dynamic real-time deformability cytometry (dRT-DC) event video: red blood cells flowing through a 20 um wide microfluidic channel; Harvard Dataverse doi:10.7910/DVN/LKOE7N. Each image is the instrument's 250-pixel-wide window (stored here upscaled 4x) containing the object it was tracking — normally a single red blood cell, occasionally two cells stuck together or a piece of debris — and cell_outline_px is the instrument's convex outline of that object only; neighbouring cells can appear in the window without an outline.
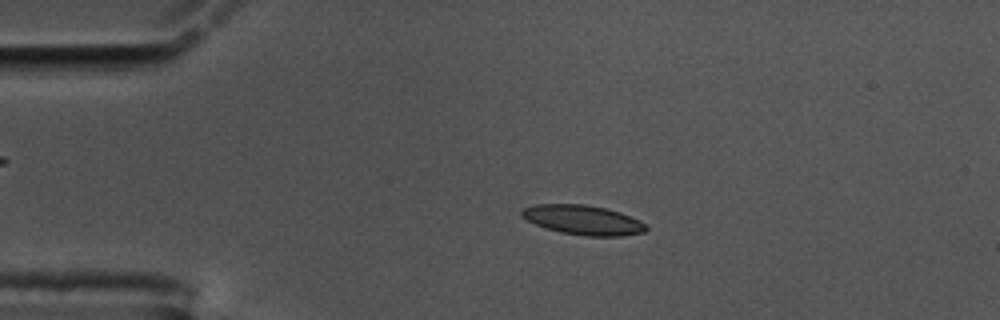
{"species": "common noctule bat (a hibernating species)", "species_latin": "Nyctalus noctula", "temperature_condition": "cold", "stored_images_in_passage": 56, "camera_frame_rate_fps": 3000, "um_per_image_px": 0.085, "animal": {"sex": "male", "body_mass_g": 17.5, "forearm_length_mm": 52.3}, "frame": {"image": 1, "passage_image": 11, "time_ms": 3.333, "image_size_px": [1000, 320], "cell_outline_px": [[648, 228], [644, 232], [620, 236], [584, 236], [560, 232], [536, 224], [520, 216], [520, 212], [524, 208], [536, 204], [584, 204], [604, 208], [620, 212], [640, 220]], "centroid_in_image_um": [49.56, 18.69], "position_along_channel_um": 35.4, "area_um2": 21.27}}
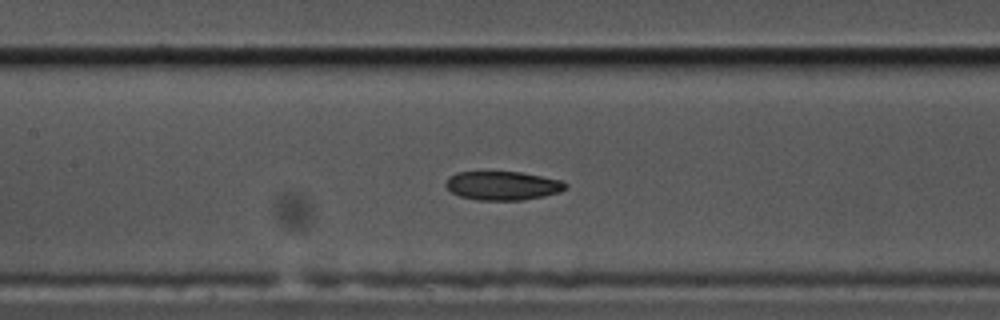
{"frame": {"image": 2, "passage_image": 25, "time_ms": 8.0, "image_size_px": [1000, 320], "cell_outline_px": [[568, 188], [560, 192], [544, 196], [520, 200], [476, 200], [460, 196], [452, 192], [444, 184], [448, 176], [456, 172], [520, 172], [564, 180], [568, 184]], "centroid_in_image_um": [42.75, 15.77], "position_along_channel_um": 164.6, "area_um2": 20.29}}
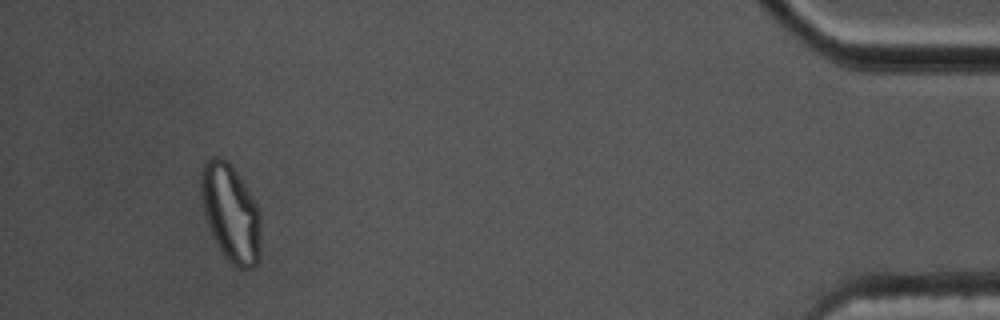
{"frame": {"image": 3, "passage_image": 52, "time_ms": 17.0, "image_size_px": [1000, 320], "cell_outline_px": [[260, 260], [252, 268], [240, 268], [232, 264], [224, 256], [208, 224], [204, 212], [200, 188], [200, 168], [204, 160], [212, 156], [220, 156], [228, 160], [252, 196], [260, 212]], "centroid_in_image_um": [19.6, 18.06], "position_along_channel_um": 415.6, "area_um2": 34.04}, "authors_computed_cell_mechanics": {"area_um2": 21.2126, "velocity_mm_per_s": 3.5475, "shape_relaxation_time_tau1_ms": 9.3431, "shape_relaxation_time_tau2_ms": 4.6171, "deformation_change_tau1": 0.1765, "deformation_change_tau2": 0.0865}}